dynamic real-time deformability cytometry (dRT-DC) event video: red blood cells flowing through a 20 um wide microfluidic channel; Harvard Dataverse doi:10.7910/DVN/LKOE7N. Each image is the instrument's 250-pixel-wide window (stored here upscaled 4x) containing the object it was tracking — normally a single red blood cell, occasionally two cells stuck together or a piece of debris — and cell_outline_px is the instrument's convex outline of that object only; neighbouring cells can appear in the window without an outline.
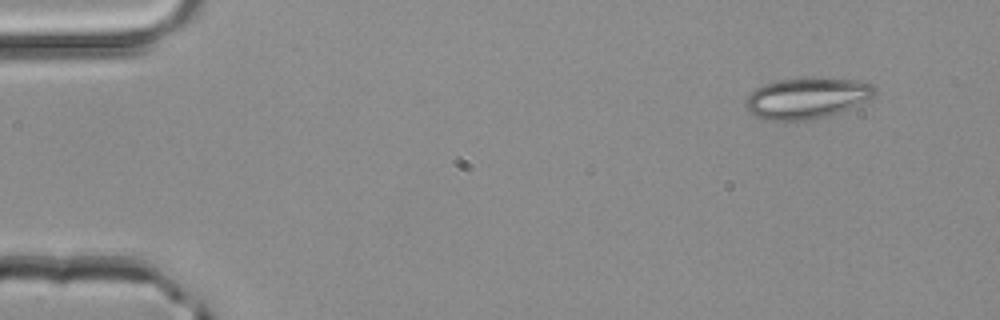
{"species": "common noctule bat (a hibernating species)", "species_latin": "Nyctalus noctula", "temperature_condition": "room temperature", "stored_images_in_passage": 3, "camera_frame_rate_fps": 3000, "um_per_image_px": 0.085, "animal": {"sex": "male", "body_mass_g": 20.4}, "frame": {"image": 1, "passage_image": 1, "time_ms": 0.0, "image_size_px": [1000, 320], "cell_outline_px": [[876, 92], [868, 100], [840, 112], [812, 120], [768, 120], [756, 116], [748, 112], [744, 104], [744, 100], [756, 88], [764, 84], [776, 80], [820, 76], [856, 80], [872, 84], [876, 88]], "centroid_in_image_um": [68.58, 8.32], "position_along_channel_um": 16.4, "area_um2": 31.27}}